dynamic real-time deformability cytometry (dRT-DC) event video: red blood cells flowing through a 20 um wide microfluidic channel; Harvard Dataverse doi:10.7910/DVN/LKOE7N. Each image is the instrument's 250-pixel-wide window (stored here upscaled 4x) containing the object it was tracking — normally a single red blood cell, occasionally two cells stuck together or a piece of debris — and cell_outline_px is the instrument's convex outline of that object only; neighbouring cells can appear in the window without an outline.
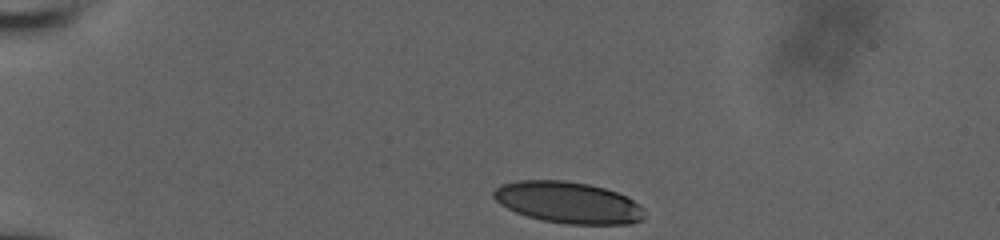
{"species": "human", "species_latin": "Homo sapiens", "temperature_condition": "room temperature", "stored_images_in_passage": 37, "camera_frame_rate_fps": 3000, "um_per_image_px": 0.085, "donor": {"sex": "male"}, "frame": {"image": 1, "passage_image": 1, "time_ms": 0.0, "image_size_px": [1000, 240], "cell_outline_px": [[644, 220], [632, 224], [564, 224], [544, 220], [528, 216], [516, 212], [500, 204], [492, 196], [492, 192], [500, 184], [520, 180], [564, 180], [588, 184], [604, 188], [628, 196], [640, 204], [644, 208]], "centroid_in_image_um": [48.33, 17.21], "position_along_channel_um": 36.7, "area_um2": 36.7}}
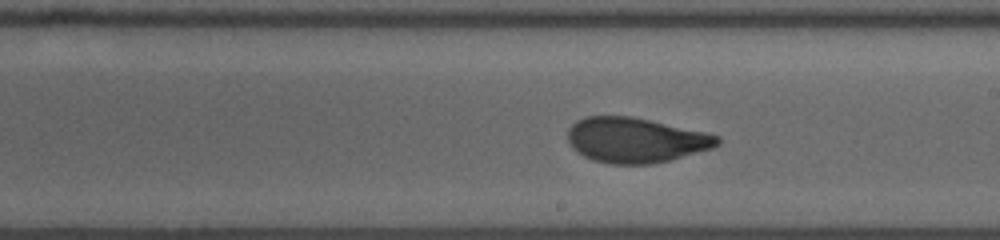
{"frame": {"image": 2, "passage_image": 22, "time_ms": 7.0, "image_size_px": [1000, 240], "cell_outline_px": [[720, 144], [712, 148], [672, 160], [652, 164], [612, 164], [592, 160], [584, 156], [572, 148], [568, 140], [568, 128], [576, 120], [588, 116], [628, 116], [648, 120], [704, 132], [720, 136]], "centroid_in_image_um": [54.01, 11.92], "position_along_channel_um": 235.0, "area_um2": 39.19}}
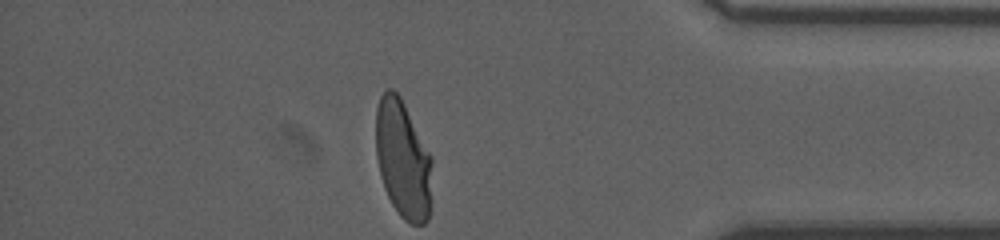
{"frame": {"image": 3, "passage_image": 37, "time_ms": 12.0, "image_size_px": [1000, 240], "cell_outline_px": [[432, 204], [428, 220], [424, 224], [412, 224], [404, 220], [400, 216], [392, 204], [384, 188], [376, 156], [376, 108], [380, 96], [388, 88], [392, 88], [400, 96], [432, 156]], "centroid_in_image_um": [34.28, 13.58], "position_along_channel_um": 400.9, "area_um2": 39.25}, "authors_computed_cell_mechanics": {"area_um2": 39.3618, "velocity_mm_per_s": 3.825, "shape_relaxation_time_tau1_ms": 6.1877, "shape_relaxation_time_tau2_ms": 0.9968, "deformation_change_tau1": 0.2302, "deformation_change_tau2": 0.0624}}